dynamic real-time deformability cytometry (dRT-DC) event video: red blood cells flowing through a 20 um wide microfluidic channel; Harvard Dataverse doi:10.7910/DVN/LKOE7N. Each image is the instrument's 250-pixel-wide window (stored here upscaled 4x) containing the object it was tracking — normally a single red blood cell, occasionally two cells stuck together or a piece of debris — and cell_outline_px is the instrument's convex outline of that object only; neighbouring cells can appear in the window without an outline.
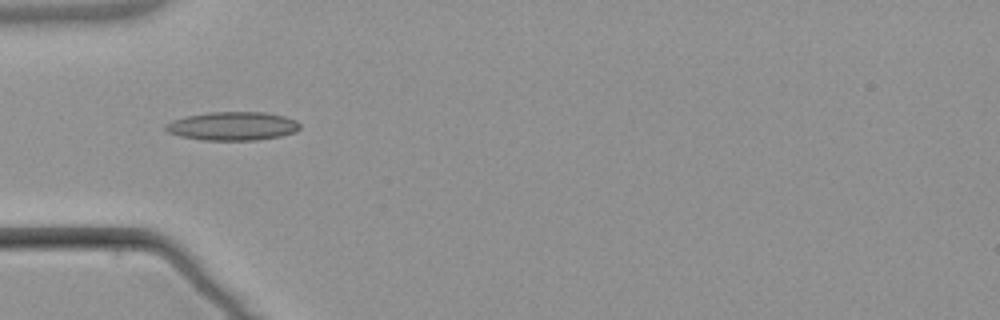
{"species": "common noctule bat (a hibernating species)", "species_latin": "Nyctalus noctula", "temperature_condition": "warm", "stored_images_in_passage": 6, "camera_frame_rate_fps": 3000, "um_per_image_px": 0.085, "animal": {"sex": "male", "body_mass_g": 21.5, "forearm_length_mm": 52.0}, "frame": {"image": 1, "passage_image": 6, "time_ms": 5.667, "image_size_px": [1000, 320], "cell_outline_px": [[300, 128], [296, 132], [280, 136], [256, 140], [204, 140], [180, 136], [168, 132], [164, 128], [164, 124], [172, 120], [184, 116], [208, 112], [264, 112], [284, 116], [296, 120], [300, 124]], "centroid_in_image_um": [19.75, 10.71], "position_along_channel_um": 65.2, "area_um2": 22.48}}